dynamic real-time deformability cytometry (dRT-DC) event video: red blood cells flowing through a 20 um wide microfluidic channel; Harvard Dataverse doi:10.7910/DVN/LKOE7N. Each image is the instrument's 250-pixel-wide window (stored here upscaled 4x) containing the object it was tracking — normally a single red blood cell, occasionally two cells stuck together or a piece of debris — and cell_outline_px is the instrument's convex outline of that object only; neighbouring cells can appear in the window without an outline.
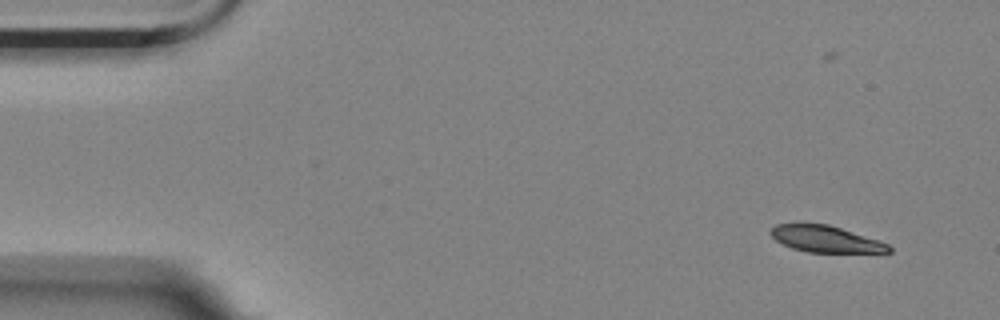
{"species": "Egyptian fruit bat (a non-hibernating species)", "species_latin": "Rousettus aegyptiacus", "temperature_condition": "room temperature", "stored_images_in_passage": 10, "camera_frame_rate_fps": 3000, "um_per_image_px": 0.085, "animal": {"sex": "female"}, "frame": {"image": 1, "passage_image": 2, "time_ms": 0.333, "image_size_px": [1000, 320], "cell_outline_px": [[892, 252], [808, 252], [792, 248], [776, 240], [768, 232], [776, 224], [828, 224], [888, 244], [892, 248]], "centroid_in_image_um": [70.15, 20.32], "position_along_channel_um": 14.9, "area_um2": 17.8}}
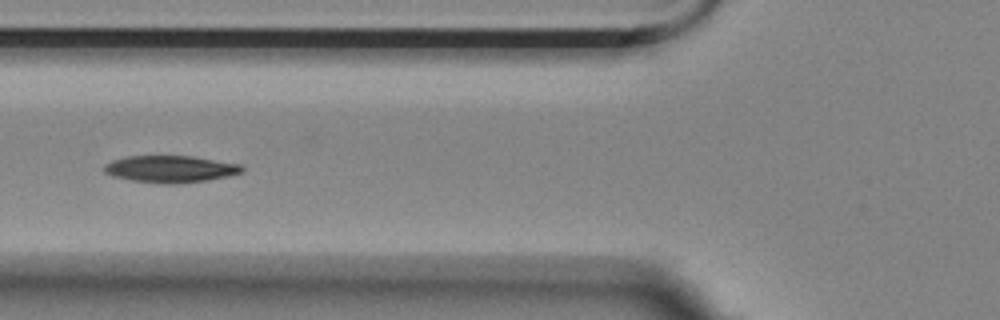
{"frame": {"image": 2, "passage_image": 7, "time_ms": 2.0, "image_size_px": [1000, 320], "cell_outline_px": [[244, 172], [228, 176], [208, 180], [172, 184], [164, 184], [132, 180], [112, 176], [104, 172], [104, 164], [112, 160], [124, 156], [192, 156], [240, 164], [244, 168]], "centroid_in_image_um": [14.48, 14.36], "position_along_channel_um": 111.3, "area_um2": 21.68}}
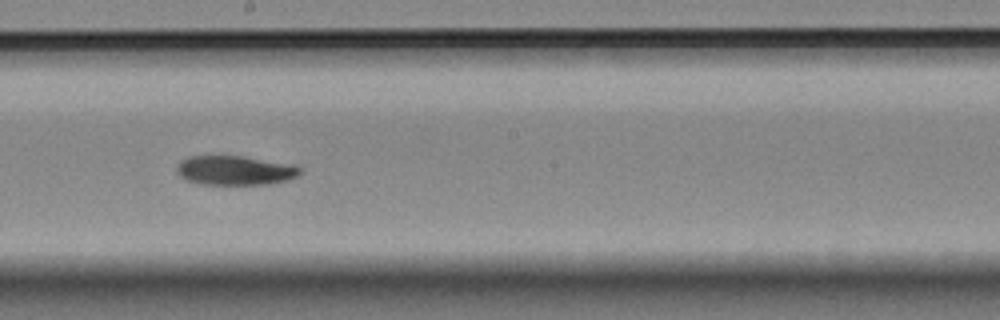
{"frame": {"image": 3, "passage_image": 10, "time_ms": 3.0, "image_size_px": [1000, 320], "cell_outline_px": [[304, 172], [300, 176], [288, 180], [268, 184], [200, 184], [184, 180], [176, 172], [176, 168], [180, 160], [188, 156], [240, 156], [296, 164]], "centroid_in_image_um": [20.0, 14.48], "position_along_channel_um": 228.2, "area_um2": 21.44}}